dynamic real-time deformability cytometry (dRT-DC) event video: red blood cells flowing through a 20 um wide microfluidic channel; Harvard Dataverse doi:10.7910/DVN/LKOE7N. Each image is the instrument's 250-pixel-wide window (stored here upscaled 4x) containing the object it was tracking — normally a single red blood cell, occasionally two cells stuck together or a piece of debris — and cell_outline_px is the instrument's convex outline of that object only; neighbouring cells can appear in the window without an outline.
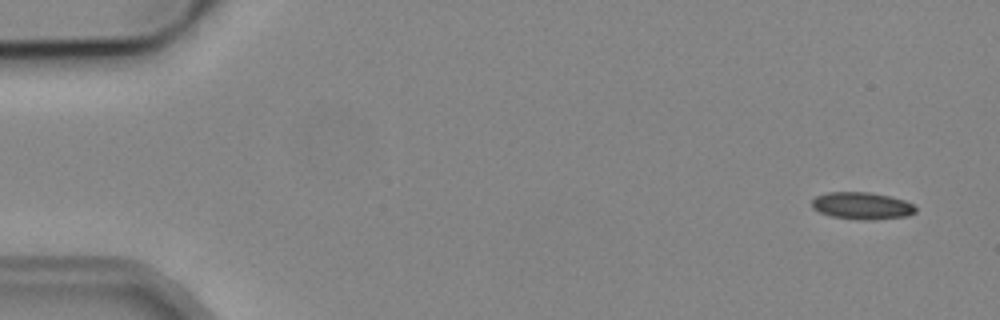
{"species": "common noctule bat (a hibernating species)", "species_latin": "Nyctalus noctula", "temperature_condition": "cold", "stored_images_in_passage": 5, "camera_frame_rate_fps": 3000, "um_per_image_px": 0.085, "animal": {"sex": "male", "body_mass_g": 19.2, "forearm_length_mm": 51.8}, "frame": {"image": 1, "passage_image": 1, "time_ms": 0.0, "image_size_px": [1000, 320], "cell_outline_px": [[916, 212], [908, 216], [872, 220], [860, 220], [832, 216], [820, 212], [812, 208], [812, 200], [816, 196], [828, 192], [868, 192], [892, 196], [904, 200], [912, 204], [916, 208]], "centroid_in_image_um": [73.28, 17.49], "position_along_channel_um": 11.7, "area_um2": 16.47}}
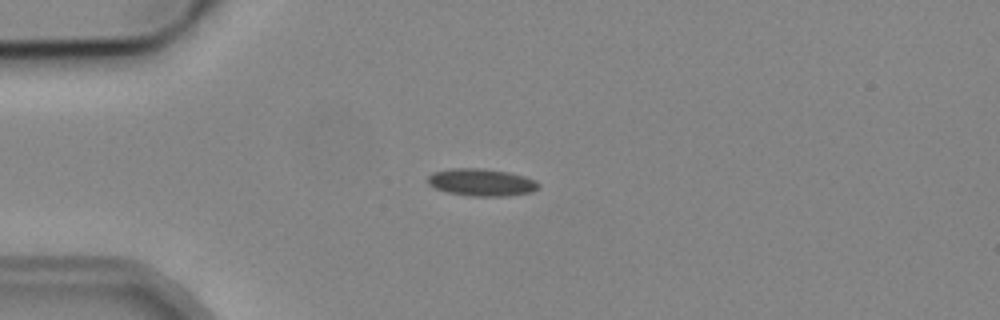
{"frame": {"image": 2, "passage_image": 4, "time_ms": 3.667, "image_size_px": [1000, 320], "cell_outline_px": [[540, 188], [532, 192], [508, 196], [472, 196], [448, 192], [436, 188], [428, 184], [428, 176], [432, 172], [452, 168], [480, 168], [508, 172], [524, 176], [536, 180], [540, 184]], "centroid_in_image_um": [40.96, 15.5], "position_along_channel_um": 44.0, "area_um2": 17.69}}